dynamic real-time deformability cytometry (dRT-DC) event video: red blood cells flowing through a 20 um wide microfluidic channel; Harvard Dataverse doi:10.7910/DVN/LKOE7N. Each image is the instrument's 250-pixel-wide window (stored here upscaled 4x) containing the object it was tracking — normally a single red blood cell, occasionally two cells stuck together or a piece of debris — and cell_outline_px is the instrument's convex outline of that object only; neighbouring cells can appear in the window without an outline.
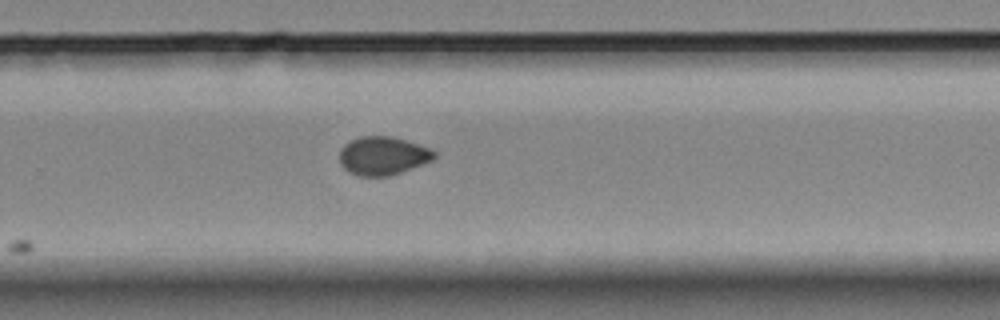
{"species": "Egyptian fruit bat (a non-hibernating species)", "species_latin": "Rousettus aegyptiacus", "temperature_condition": "room temperature", "stored_images_in_passage": 11, "camera_frame_rate_fps": 3000, "um_per_image_px": 0.085, "animal": {"sex": "female"}, "frame": {"image": 1, "passage_image": 11, "time_ms": 3.333, "image_size_px": [1000, 320], "cell_outline_px": [[436, 156], [432, 160], [392, 176], [360, 176], [348, 172], [340, 164], [340, 148], [344, 144], [360, 136], [392, 136], [432, 148], [436, 152]], "centroid_in_image_um": [32.55, 13.24], "position_along_channel_um": 297.3, "area_um2": 21.39}}